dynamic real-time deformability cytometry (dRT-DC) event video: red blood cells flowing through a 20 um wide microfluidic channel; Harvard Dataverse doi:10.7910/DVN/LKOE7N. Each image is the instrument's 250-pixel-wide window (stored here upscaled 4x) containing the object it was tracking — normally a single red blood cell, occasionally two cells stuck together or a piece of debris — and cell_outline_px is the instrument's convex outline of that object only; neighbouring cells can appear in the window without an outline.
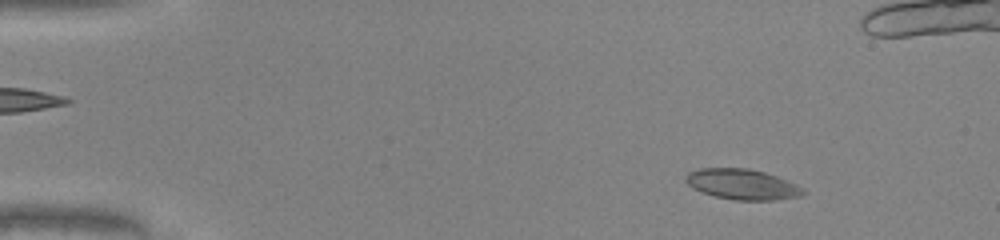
{"species": "common noctule bat (a hibernating species)", "species_latin": "Nyctalus noctula", "temperature_condition": "warm", "stored_images_in_passage": 51, "camera_frame_rate_fps": 3000, "um_per_image_px": 0.085, "animal": {"sex": "male", "body_mass_g": 20.0, "forearm_length_mm": 53.3}, "frame": {"image": 1, "passage_image": 7, "time_ms": 2.0, "image_size_px": [1000, 240], "cell_outline_px": [[804, 192], [800, 196], [772, 200], [736, 200], [716, 196], [692, 188], [684, 180], [684, 176], [688, 172], [700, 168], [748, 168], [764, 172], [776, 176], [796, 184]], "centroid_in_image_um": [63.03, 15.65], "position_along_channel_um": 22.0, "area_um2": 20.58}}
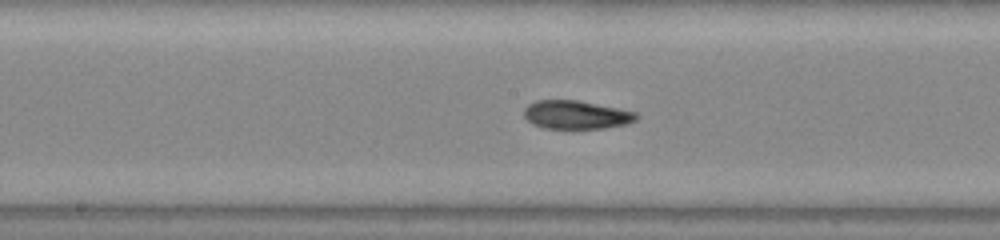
{"frame": {"image": 2, "passage_image": 27, "time_ms": 8.667, "image_size_px": [1000, 240], "cell_outline_px": [[640, 116], [636, 120], [624, 124], [604, 128], [544, 128], [528, 120], [524, 116], [524, 108], [528, 104], [536, 100], [576, 100], [636, 112]], "centroid_in_image_um": [48.97, 9.75], "position_along_channel_um": 199.2, "area_um2": 18.32}}
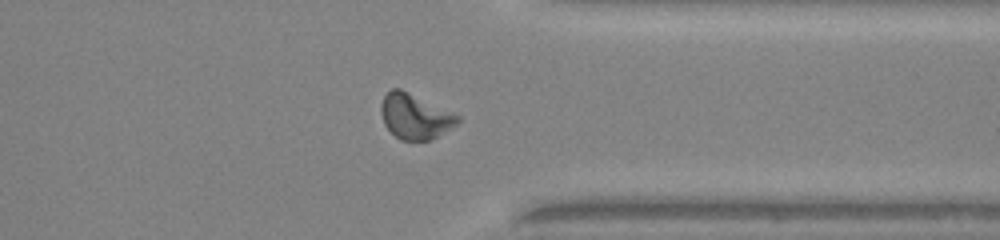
{"frame": {"image": 3, "passage_image": 40, "time_ms": 13.0, "image_size_px": [1000, 240], "cell_outline_px": [[460, 120], [456, 124], [432, 140], [400, 140], [384, 124], [380, 112], [380, 104], [384, 96], [392, 88], [400, 88], [452, 112], [460, 116]], "centroid_in_image_um": [35.25, 9.89], "position_along_channel_um": 376.1, "area_um2": 20.0}, "authors_computed_cell_mechanics": {"area_um2": 19.941, "velocity_mm_per_s": 4.1421, "shape_relaxation_time_tau1_ms": null, "shape_relaxation_time_tau2_ms": 2.3384, "deformation_change_tau1": null, "deformation_change_tau2": 0.0854}}